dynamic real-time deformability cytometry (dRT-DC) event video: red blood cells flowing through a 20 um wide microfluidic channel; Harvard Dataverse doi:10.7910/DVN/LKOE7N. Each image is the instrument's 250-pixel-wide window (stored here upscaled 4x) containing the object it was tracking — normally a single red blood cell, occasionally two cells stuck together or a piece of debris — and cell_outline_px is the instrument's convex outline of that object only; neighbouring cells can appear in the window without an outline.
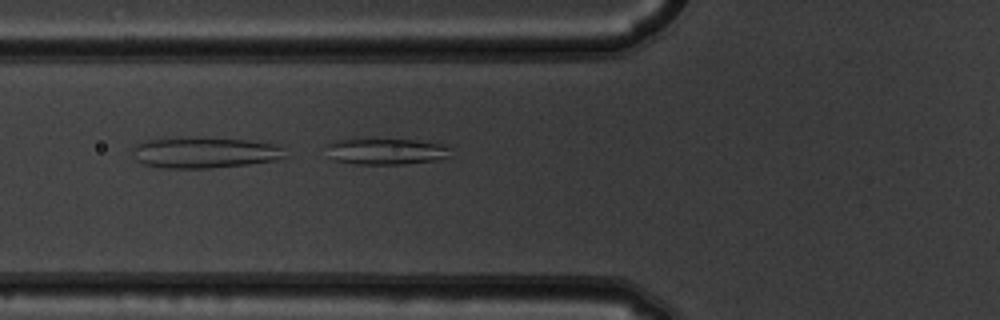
{"species": "common noctule bat (a hibernating species)", "species_latin": "Nyctalus noctula", "temperature_condition": "warm", "stored_images_in_passage": 6, "camera_frame_rate_fps": 3000, "um_per_image_px": 0.085, "animal": {"sex": "male", "body_mass_g": 19.5, "forearm_length_mm": 54.6}, "frame": {"image": 1, "passage_image": 6, "time_ms": 1.667, "image_size_px": [1000, 320], "cell_outline_px": [[452, 156], [436, 160], [400, 164], [356, 164], [332, 160], [328, 144], [336, 140], [356, 136], [372, 136], [412, 140], [444, 144], [452, 148]], "centroid_in_image_um": [32.82, 12.81], "position_along_channel_um": 93.0, "area_um2": 20.0}}